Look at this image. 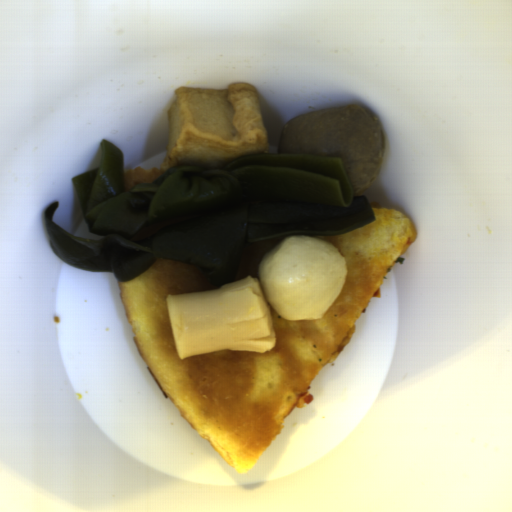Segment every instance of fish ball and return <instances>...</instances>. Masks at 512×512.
I'll return each instance as SVG.
<instances>
[{"instance_id":"53f4d19a","label":"fish ball","mask_w":512,"mask_h":512,"mask_svg":"<svg viewBox=\"0 0 512 512\" xmlns=\"http://www.w3.org/2000/svg\"><path fill=\"white\" fill-rule=\"evenodd\" d=\"M347 265L337 247L310 234L289 235L263 256L258 276L266 301L288 321L320 319L337 300Z\"/></svg>"},{"instance_id":"29854b86","label":"fish ball","mask_w":512,"mask_h":512,"mask_svg":"<svg viewBox=\"0 0 512 512\" xmlns=\"http://www.w3.org/2000/svg\"><path fill=\"white\" fill-rule=\"evenodd\" d=\"M268 148L256 86L178 87L168 107V141L160 169L192 165L225 167Z\"/></svg>"}]
</instances>
